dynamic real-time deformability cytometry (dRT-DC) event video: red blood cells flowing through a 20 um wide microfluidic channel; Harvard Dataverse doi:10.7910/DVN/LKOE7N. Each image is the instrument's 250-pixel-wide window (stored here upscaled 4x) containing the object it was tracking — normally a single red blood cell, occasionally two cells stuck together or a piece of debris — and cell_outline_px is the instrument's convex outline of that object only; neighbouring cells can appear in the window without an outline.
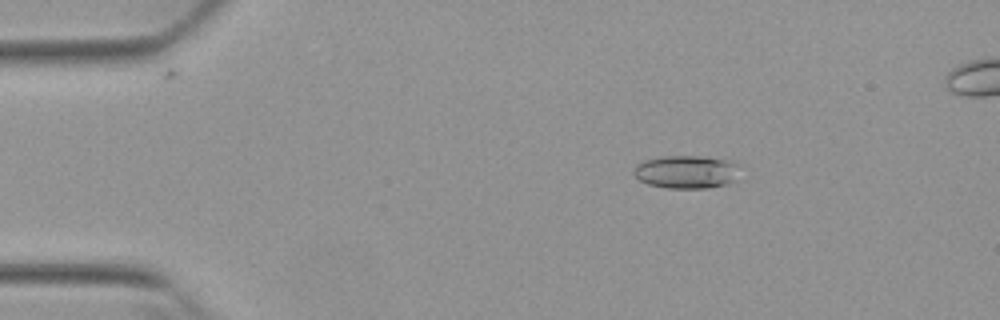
{"species": "Egyptian fruit bat (a non-hibernating species)", "species_latin": "Rousettus aegyptiacus", "temperature_condition": "warm", "stored_images_in_passage": 49, "camera_frame_rate_fps": 3000, "um_per_image_px": 0.085, "animal": {"sex": "female"}, "frame": {"image": 1, "passage_image": 5, "time_ms": 1.333, "image_size_px": [1000, 320], "cell_outline_px": [[740, 180], [728, 184], [708, 188], [668, 188], [648, 184], [640, 180], [632, 172], [636, 164], [644, 160], [664, 156], [704, 156], [732, 160], [740, 164]], "centroid_in_image_um": [58.45, 14.6], "position_along_channel_um": 26.5, "area_um2": 21.1}}
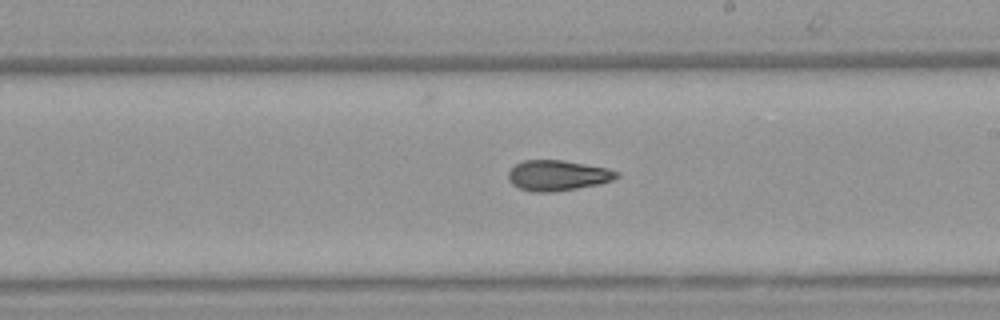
{"frame": {"image": 2, "passage_image": 27, "time_ms": 8.667, "image_size_px": [1000, 320], "cell_outline_px": [[620, 176], [612, 180], [600, 184], [576, 188], [548, 192], [532, 192], [520, 188], [512, 184], [508, 180], [508, 172], [516, 164], [524, 160], [560, 160], [608, 168], [620, 172]], "centroid_in_image_um": [47.41, 14.91], "position_along_channel_um": 241.6, "area_um2": 19.13}}
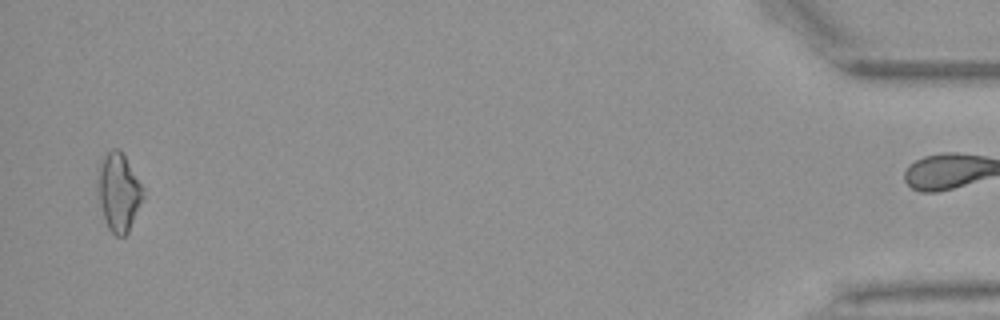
{"frame": {"image": 3, "passage_image": 48, "time_ms": 15.667, "image_size_px": [1000, 320], "cell_outline_px": [[144, 196], [128, 232], [124, 236], [116, 236], [108, 228], [104, 220], [96, 188], [96, 168], [100, 160], [112, 148], [120, 148], [144, 188]], "centroid_in_image_um": [10.05, 16.29], "position_along_channel_um": 425.2, "area_um2": 21.04}, "authors_computed_cell_mechanics": {"area_um2": 19.4208, "velocity_mm_per_s": 3.8561, "shape_relaxation_time_tau1_ms": null, "shape_relaxation_time_tau2_ms": 3.6215, "deformation_change_tau1": null, "deformation_change_tau2": 0.1126}}